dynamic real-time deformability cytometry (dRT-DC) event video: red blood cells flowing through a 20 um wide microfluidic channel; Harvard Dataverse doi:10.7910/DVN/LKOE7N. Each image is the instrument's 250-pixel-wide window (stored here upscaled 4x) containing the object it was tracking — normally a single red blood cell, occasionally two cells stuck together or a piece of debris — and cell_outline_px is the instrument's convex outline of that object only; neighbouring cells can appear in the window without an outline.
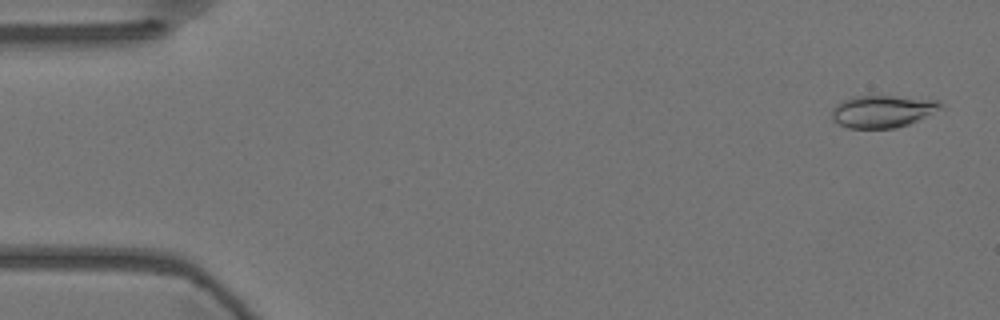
{"species": "Egyptian fruit bat (a non-hibernating species)", "species_latin": "Rousettus aegyptiacus", "temperature_condition": "warm", "stored_images_in_passage": 56, "camera_frame_rate_fps": 3000, "um_per_image_px": 0.085, "animal": {"sex": "female"}, "frame": {"image": 1, "passage_image": 2, "time_ms": 0.333, "image_size_px": [1000, 320], "cell_outline_px": [[944, 108], [908, 124], [896, 128], [848, 128], [832, 120], [832, 108], [840, 100], [852, 96], [892, 96], [940, 100], [944, 104]], "centroid_in_image_um": [75.02, 9.45], "position_along_channel_um": 10.0, "area_um2": 20.63}}
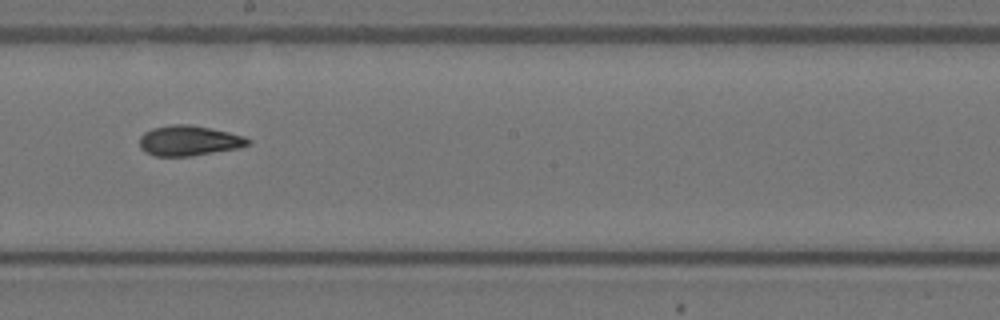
{"frame": {"image": 2, "passage_image": 31, "time_ms": 10.0, "image_size_px": [1000, 320], "cell_outline_px": [[252, 144], [240, 148], [192, 156], [156, 156], [144, 152], [140, 148], [140, 136], [144, 132], [152, 128], [172, 124], [188, 124], [228, 132], [244, 136], [252, 140]], "centroid_in_image_um": [16.08, 11.96], "position_along_channel_um": 232.1, "area_um2": 19.25}}
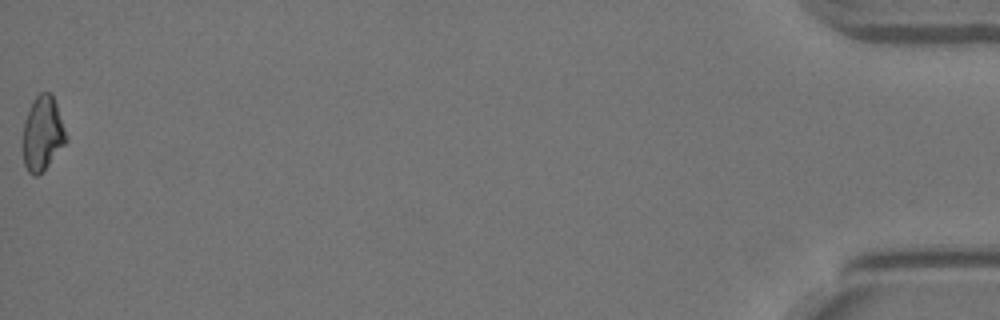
{"frame": {"image": 3, "passage_image": 56, "time_ms": 18.333, "image_size_px": [1000, 320], "cell_outline_px": [[68, 140], [48, 164], [36, 176], [32, 176], [28, 172], [24, 164], [24, 124], [32, 100], [40, 92], [52, 92], [68, 136]], "centroid_in_image_um": [3.64, 11.31], "position_along_channel_um": 431.6, "area_um2": 18.5}, "authors_computed_cell_mechanics": {"area_um2": 19.3052, "velocity_mm_per_s": 3.6167, "shape_relaxation_time_tau1_ms": null, "shape_relaxation_time_tau2_ms": 2.6635, "deformation_change_tau1": null, "deformation_change_tau2": 0.0776}}